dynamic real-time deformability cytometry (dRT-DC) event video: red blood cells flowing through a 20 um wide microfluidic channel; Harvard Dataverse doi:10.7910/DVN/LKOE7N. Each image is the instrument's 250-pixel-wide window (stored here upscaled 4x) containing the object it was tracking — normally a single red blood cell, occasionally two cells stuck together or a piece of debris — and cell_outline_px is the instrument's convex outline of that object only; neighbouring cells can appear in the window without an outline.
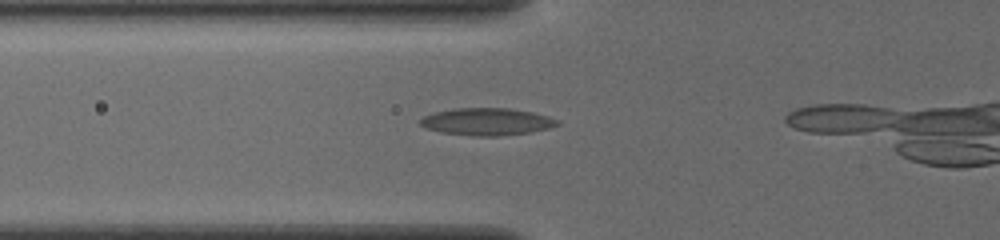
{"species": "common noctule bat (a hibernating species)", "species_latin": "Nyctalus noctula", "temperature_condition": "cold", "stored_images_in_passage": 19, "camera_frame_rate_fps": 3000, "um_per_image_px": 0.085, "animal": {"sex": "female", "body_mass_g": 19.5, "forearm_length_mm": 54.1}, "frame": {"image": 1, "passage_image": 14, "time_ms": 4.333, "image_size_px": [1000, 240], "cell_outline_px": [[560, 124], [548, 128], [528, 132], [496, 136], [472, 136], [440, 132], [424, 128], [420, 124], [420, 120], [424, 116], [436, 112], [456, 108], [508, 108], [532, 112], [548, 116], [560, 120]], "centroid_in_image_um": [41.37, 10.34], "position_along_channel_um": 84.4, "area_um2": 21.68}}